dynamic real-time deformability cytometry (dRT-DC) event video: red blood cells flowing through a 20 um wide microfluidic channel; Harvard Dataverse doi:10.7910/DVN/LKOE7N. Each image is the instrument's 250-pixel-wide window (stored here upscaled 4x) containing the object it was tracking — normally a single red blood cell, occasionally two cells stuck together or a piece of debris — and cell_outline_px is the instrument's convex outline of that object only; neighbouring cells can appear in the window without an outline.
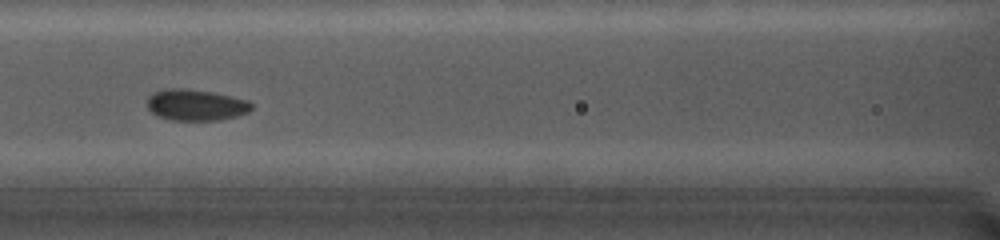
{"species": "common noctule bat (a hibernating species)", "species_latin": "Nyctalus noctula", "temperature_condition": "cold", "stored_images_in_passage": 16, "camera_frame_rate_fps": 5000, "um_per_image_px": 0.085, "animal": {"sex": "female", "body_mass_g": 19.0, "forearm_length_mm": 56.7}, "frame": {"image": 1, "passage_image": 10, "time_ms": 2.8, "image_size_px": [1000, 240], "cell_outline_px": [[252, 108], [248, 112], [236, 116], [220, 120], [168, 120], [156, 116], [148, 108], [148, 96], [156, 92], [172, 88], [212, 92], [248, 100], [252, 104]], "centroid_in_image_um": [16.65, 8.94], "position_along_channel_um": 149.9, "area_um2": 18.73}}